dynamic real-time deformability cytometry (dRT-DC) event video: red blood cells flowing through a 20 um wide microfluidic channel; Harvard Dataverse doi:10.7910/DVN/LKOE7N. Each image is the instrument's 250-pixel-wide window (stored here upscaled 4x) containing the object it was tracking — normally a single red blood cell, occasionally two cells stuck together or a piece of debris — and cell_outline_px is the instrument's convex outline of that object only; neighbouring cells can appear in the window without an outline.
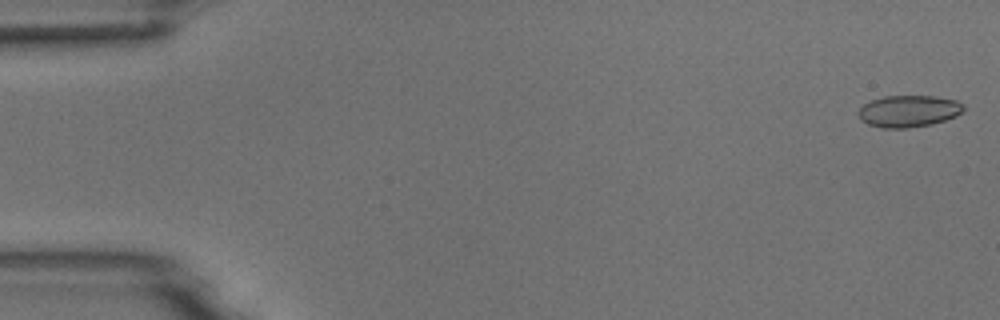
{"species": "common noctule bat (a hibernating species)", "species_latin": "Nyctalus noctula", "temperature_condition": "room temperature", "stored_images_in_passage": 4, "camera_frame_rate_fps": 3000, "um_per_image_px": 0.085, "animal": {"sex": "male", "body_mass_g": 18.8}, "frame": {"image": 1, "passage_image": 1, "time_ms": 0.0, "image_size_px": [1000, 320], "cell_outline_px": [[964, 108], [956, 116], [932, 124], [908, 128], [884, 128], [868, 124], [860, 120], [856, 112], [864, 104], [872, 100], [884, 96], [932, 96], [956, 100], [964, 104]], "centroid_in_image_um": [77.2, 9.45], "position_along_channel_um": 7.8, "area_um2": 19.48}}
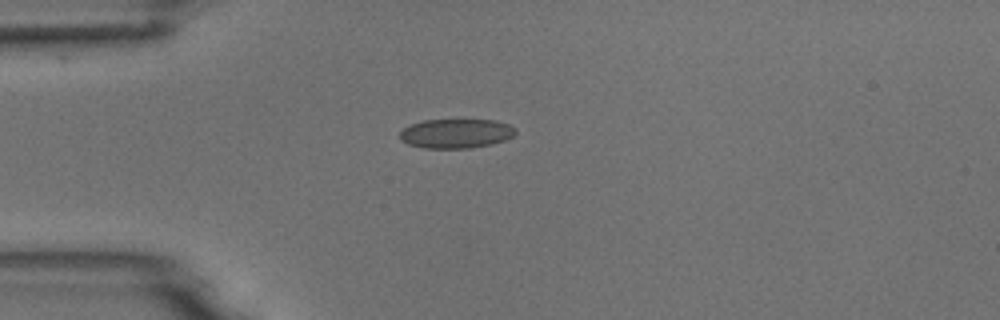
{"frame": {"image": 2, "passage_image": 4, "time_ms": 1.0, "image_size_px": [1000, 320], "cell_outline_px": [[516, 132], [512, 136], [504, 140], [492, 144], [472, 148], [424, 148], [408, 144], [400, 140], [400, 132], [404, 128], [412, 124], [424, 120], [496, 120], [508, 124], [516, 128]], "centroid_in_image_um": [38.77, 11.35], "position_along_channel_um": 46.2, "area_um2": 19.77}}